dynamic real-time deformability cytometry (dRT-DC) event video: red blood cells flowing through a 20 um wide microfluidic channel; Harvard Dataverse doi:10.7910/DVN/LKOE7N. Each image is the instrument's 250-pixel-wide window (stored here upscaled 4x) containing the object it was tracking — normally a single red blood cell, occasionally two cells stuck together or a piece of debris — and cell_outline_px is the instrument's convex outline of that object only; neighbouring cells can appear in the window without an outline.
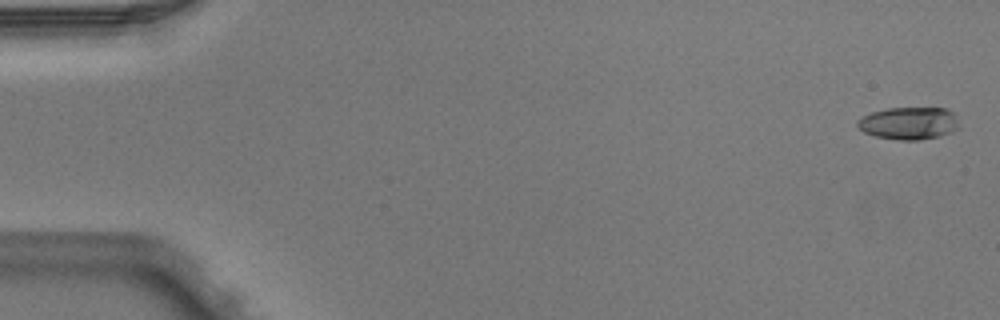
{"species": "Egyptian fruit bat (a non-hibernating species)", "species_latin": "Rousettus aegyptiacus", "temperature_condition": "warm", "stored_images_in_passage": 4, "camera_frame_rate_fps": 3000, "um_per_image_px": 0.085, "animal": {"sex": "male"}, "frame": {"image": 1, "passage_image": 1, "time_ms": 0.0, "image_size_px": [1000, 320], "cell_outline_px": [[960, 128], [952, 132], [940, 136], [920, 140], [900, 140], [876, 136], [864, 132], [856, 124], [856, 120], [872, 112], [888, 108], [948, 108], [956, 116], [960, 124]], "centroid_in_image_um": [77.3, 10.47], "position_along_channel_um": 7.7, "area_um2": 19.36}}
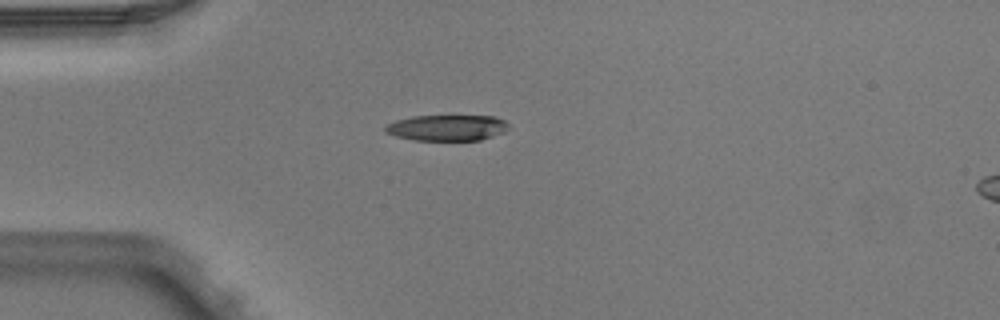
{"frame": {"image": 2, "passage_image": 4, "time_ms": 1.0, "image_size_px": [1000, 320], "cell_outline_px": [[508, 128], [504, 132], [480, 140], [412, 140], [396, 136], [384, 132], [384, 128], [388, 124], [396, 120], [412, 116], [496, 116], [504, 120], [508, 124]], "centroid_in_image_um": [37.99, 10.86], "position_along_channel_um": 47.0, "area_um2": 18.61}}